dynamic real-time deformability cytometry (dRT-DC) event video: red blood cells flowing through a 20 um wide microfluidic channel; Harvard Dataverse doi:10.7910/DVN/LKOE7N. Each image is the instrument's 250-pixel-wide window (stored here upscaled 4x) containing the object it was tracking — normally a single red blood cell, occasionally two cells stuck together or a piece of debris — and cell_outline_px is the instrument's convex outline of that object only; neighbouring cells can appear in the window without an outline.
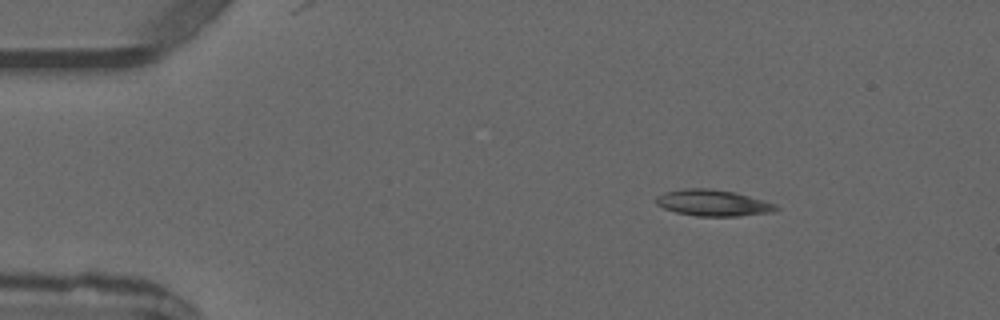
{"species": "common noctule bat (a hibernating species)", "species_latin": "Nyctalus noctula", "temperature_condition": "warm", "stored_images_in_passage": 4, "camera_frame_rate_fps": 3000, "um_per_image_px": 0.085, "animal": {"sex": "male", "forearm_length_mm": 52.5}, "frame": {"image": 1, "passage_image": 4, "time_ms": 3.667, "image_size_px": [1000, 320], "cell_outline_px": [[780, 208], [772, 212], [736, 216], [696, 216], [676, 212], [664, 208], [656, 204], [656, 196], [664, 192], [684, 188], [708, 188], [732, 192], [748, 196], [776, 204]], "centroid_in_image_um": [60.57, 17.24], "position_along_channel_um": 24.4, "area_um2": 18.21}}